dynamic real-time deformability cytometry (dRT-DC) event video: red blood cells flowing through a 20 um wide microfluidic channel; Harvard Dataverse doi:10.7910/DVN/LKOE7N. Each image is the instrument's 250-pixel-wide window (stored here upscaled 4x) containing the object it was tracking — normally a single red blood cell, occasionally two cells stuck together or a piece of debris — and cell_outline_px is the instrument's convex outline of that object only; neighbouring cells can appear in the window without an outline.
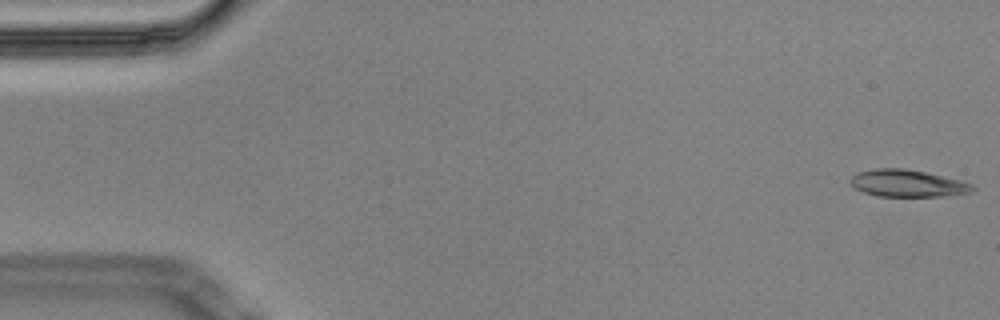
{"species": "Egyptian fruit bat (a non-hibernating species)", "species_latin": "Rousettus aegyptiacus", "temperature_condition": "cold", "stored_images_in_passage": 4, "camera_frame_rate_fps": 3000, "um_per_image_px": 0.085, "animal": {"sex": "male"}, "frame": {"image": 1, "passage_image": 1, "time_ms": 0.0, "image_size_px": [1000, 320], "cell_outline_px": [[976, 188], [972, 192], [944, 196], [876, 196], [864, 192], [856, 188], [848, 180], [856, 172], [876, 168], [904, 168], [924, 172], [960, 180], [972, 184]], "centroid_in_image_um": [77.12, 15.58], "position_along_channel_um": 7.9, "area_um2": 19.25}}
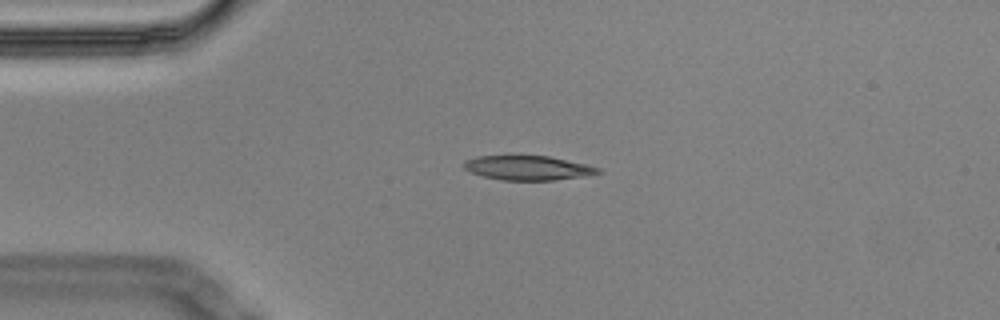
{"frame": {"image": 2, "passage_image": 4, "time_ms": 1.0, "image_size_px": [1000, 320], "cell_outline_px": [[604, 172], [588, 176], [556, 180], [500, 180], [484, 176], [472, 172], [464, 168], [464, 164], [468, 160], [476, 156], [548, 156], [584, 164], [600, 168]], "centroid_in_image_um": [44.94, 14.28], "position_along_channel_um": 40.1, "area_um2": 18.9}}